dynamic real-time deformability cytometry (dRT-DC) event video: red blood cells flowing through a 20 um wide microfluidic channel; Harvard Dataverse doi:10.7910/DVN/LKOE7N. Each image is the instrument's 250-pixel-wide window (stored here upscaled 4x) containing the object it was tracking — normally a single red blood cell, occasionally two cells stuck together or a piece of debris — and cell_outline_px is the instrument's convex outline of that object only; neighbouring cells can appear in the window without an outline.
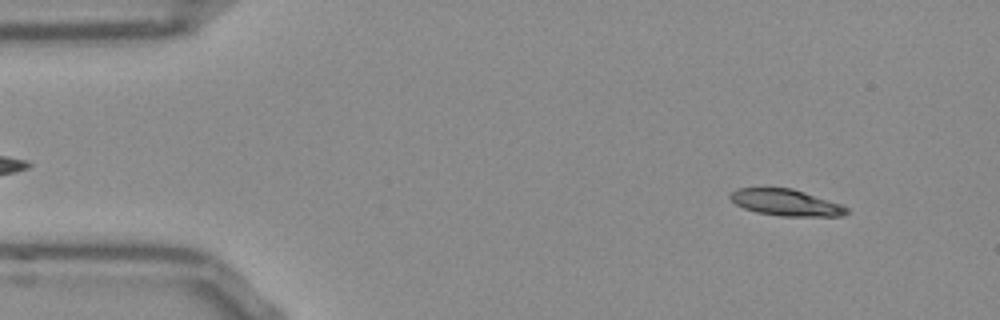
{"species": "Egyptian fruit bat (a non-hibernating species)", "species_latin": "Rousettus aegyptiacus", "temperature_condition": "room temperature", "stored_images_in_passage": 52, "camera_frame_rate_fps": 3000, "um_per_image_px": 0.085, "frame": {"image": 1, "passage_image": 5, "time_ms": 1.333, "image_size_px": [1000, 320], "cell_outline_px": [[848, 212], [840, 216], [780, 216], [756, 212], [744, 208], [736, 204], [728, 196], [732, 192], [740, 188], [792, 188], [840, 204], [848, 208]], "centroid_in_image_um": [66.79, 17.22], "position_along_channel_um": 18.2, "area_um2": 17.69}}
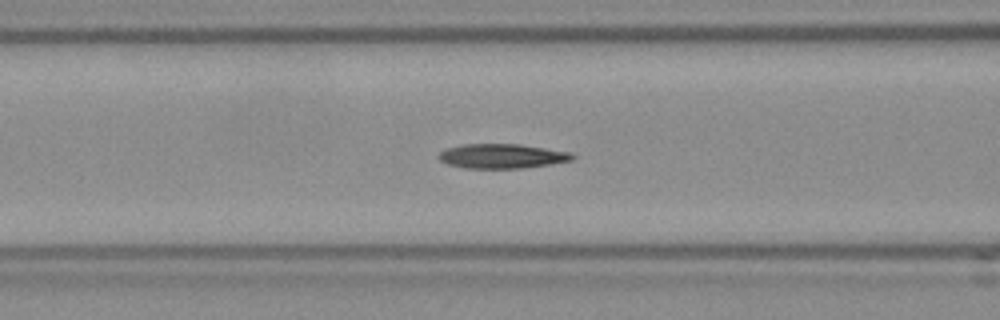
{"frame": {"image": 2, "passage_image": 20, "time_ms": 6.333, "image_size_px": [1000, 320], "cell_outline_px": [[576, 156], [572, 160], [548, 164], [520, 168], [464, 168], [448, 164], [440, 160], [440, 152], [448, 148], [464, 144], [520, 144], [572, 152]], "centroid_in_image_um": [42.7, 13.26], "position_along_channel_um": 123.9, "area_um2": 18.9}}
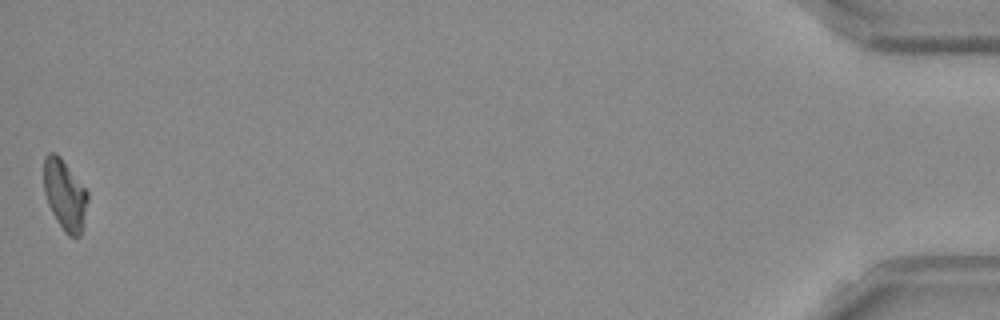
{"frame": {"image": 3, "passage_image": 52, "time_ms": 17.0, "image_size_px": [1000, 320], "cell_outline_px": [[88, 200], [84, 224], [80, 236], [68, 236], [64, 232], [56, 220], [48, 204], [44, 192], [44, 156], [48, 152], [56, 152], [60, 156], [88, 192]], "centroid_in_image_um": [5.51, 16.56], "position_along_channel_um": 429.7, "area_um2": 18.15}, "authors_computed_cell_mechanics": {"area_um2": 18.5249, "velocity_mm_per_s": 3.8268, "shape_relaxation_time_tau1_ms": 10.6426, "shape_relaxation_time_tau2_ms": null, "deformation_change_tau1": 0.2688, "deformation_change_tau2": null}}